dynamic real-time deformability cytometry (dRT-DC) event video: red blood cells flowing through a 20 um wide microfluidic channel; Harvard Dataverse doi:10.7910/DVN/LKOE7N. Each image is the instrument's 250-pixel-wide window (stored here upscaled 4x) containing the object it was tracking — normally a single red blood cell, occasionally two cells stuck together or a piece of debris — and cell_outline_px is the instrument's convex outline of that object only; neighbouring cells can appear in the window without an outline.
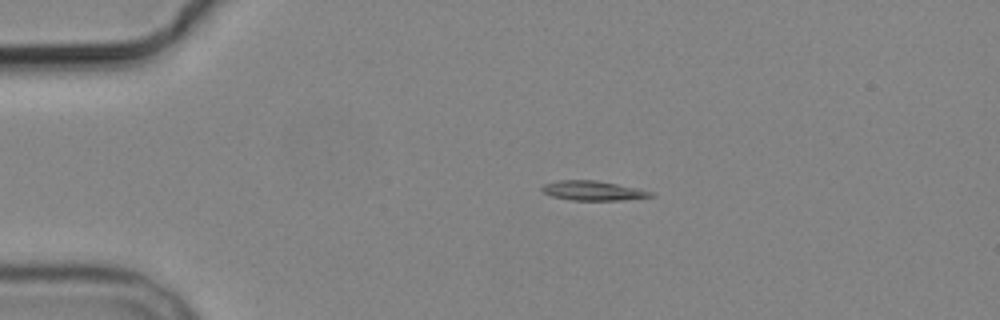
{"species": "common noctule bat (a hibernating species)", "species_latin": "Nyctalus noctula", "temperature_condition": "cold", "stored_images_in_passage": 4, "camera_frame_rate_fps": 3000, "um_per_image_px": 0.085, "animal": {"sex": "male", "body_mass_g": 19.2, "forearm_length_mm": 51.8}, "frame": {"image": 1, "passage_image": 2, "time_ms": 1.333, "image_size_px": [1000, 320], "cell_outline_px": [[656, 196], [624, 200], [572, 200], [552, 196], [544, 192], [540, 188], [544, 184], [560, 180], [596, 180], [636, 188], [652, 192]], "centroid_in_image_um": [50.41, 16.21], "position_along_channel_um": 34.6, "area_um2": 12.25}}
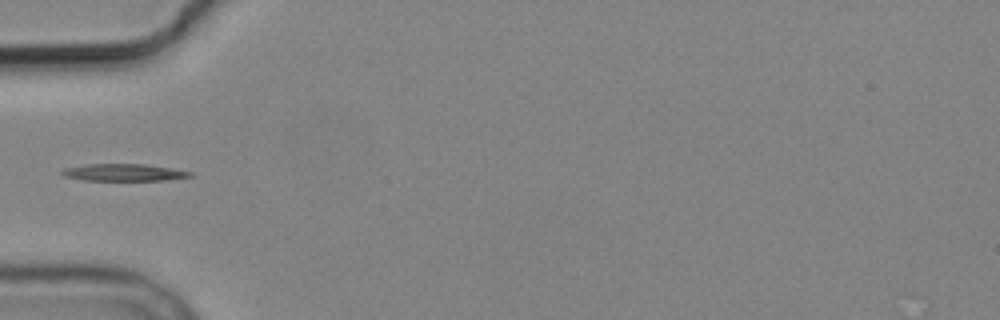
{"frame": {"image": 2, "passage_image": 4, "time_ms": 3.667, "image_size_px": [1000, 320], "cell_outline_px": [[192, 176], [164, 180], [84, 180], [64, 176], [60, 172], [64, 168], [84, 164], [144, 164], [192, 172]], "centroid_in_image_um": [10.45, 14.65], "position_along_channel_um": 74.5, "area_um2": 12.54}}